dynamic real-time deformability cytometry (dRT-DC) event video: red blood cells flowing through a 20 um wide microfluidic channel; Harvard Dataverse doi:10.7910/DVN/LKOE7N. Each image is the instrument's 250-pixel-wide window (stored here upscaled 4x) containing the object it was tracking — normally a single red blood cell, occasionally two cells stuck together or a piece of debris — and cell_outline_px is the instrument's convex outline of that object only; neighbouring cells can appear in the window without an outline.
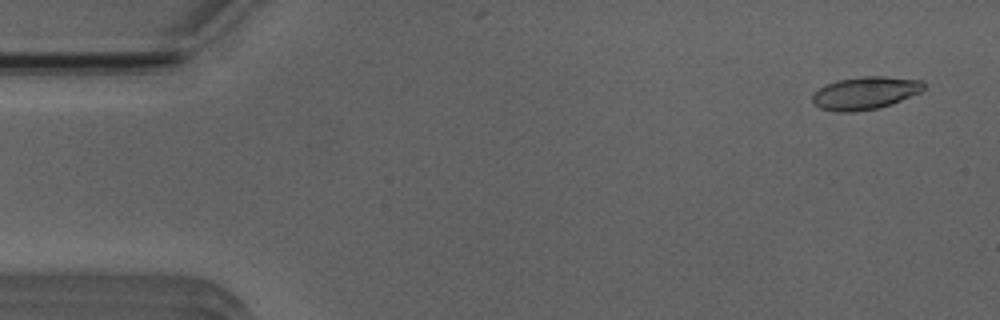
{"species": "Egyptian fruit bat (a non-hibernating species)", "species_latin": "Rousettus aegyptiacus", "temperature_condition": "room temperature", "stored_images_in_passage": 52, "camera_frame_rate_fps": 3000, "um_per_image_px": 0.085, "animal": {"sex": "male"}, "frame": {"image": 1, "passage_image": 3, "time_ms": 0.667, "image_size_px": [1000, 320], "cell_outline_px": [[924, 88], [920, 92], [892, 104], [876, 108], [852, 112], [840, 112], [820, 108], [812, 100], [812, 92], [836, 80], [864, 76], [884, 76], [920, 80], [924, 84]], "centroid_in_image_um": [73.52, 7.9], "position_along_channel_um": 11.5, "area_um2": 21.04}}
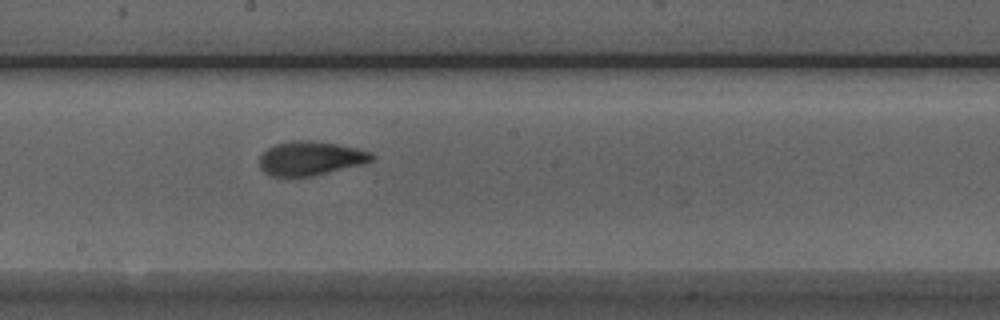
{"frame": {"image": 2, "passage_image": 28, "time_ms": 9.0, "image_size_px": [1000, 320], "cell_outline_px": [[376, 156], [372, 160], [364, 164], [312, 176], [272, 176], [264, 172], [260, 168], [260, 156], [268, 148], [276, 144], [292, 140], [308, 140], [336, 144], [356, 148], [372, 152]], "centroid_in_image_um": [26.41, 13.46], "position_along_channel_um": 221.8, "area_um2": 22.2}}
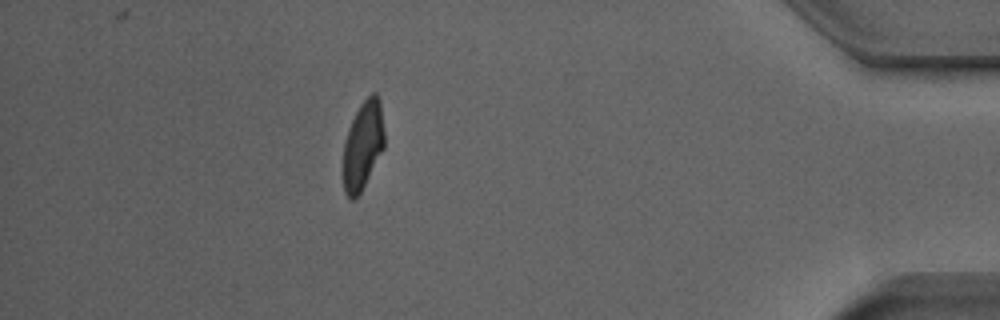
{"frame": {"image": 3, "passage_image": 46, "time_ms": 15.0, "image_size_px": [1000, 320], "cell_outline_px": [[384, 148], [360, 192], [352, 200], [344, 192], [344, 144], [348, 128], [360, 104], [372, 92], [376, 92], [380, 100], [384, 132]], "centroid_in_image_um": [30.86, 12.3], "position_along_channel_um": 404.3, "area_um2": 20.87}, "authors_computed_cell_mechanics": {"area_um2": 21.386, "velocity_mm_per_s": 3.9242, "shape_relaxation_time_tau1_ms": 3.6323, "shape_relaxation_time_tau2_ms": 1.0048, "deformation_change_tau1": 0.1765, "deformation_change_tau2": 0.0751}}